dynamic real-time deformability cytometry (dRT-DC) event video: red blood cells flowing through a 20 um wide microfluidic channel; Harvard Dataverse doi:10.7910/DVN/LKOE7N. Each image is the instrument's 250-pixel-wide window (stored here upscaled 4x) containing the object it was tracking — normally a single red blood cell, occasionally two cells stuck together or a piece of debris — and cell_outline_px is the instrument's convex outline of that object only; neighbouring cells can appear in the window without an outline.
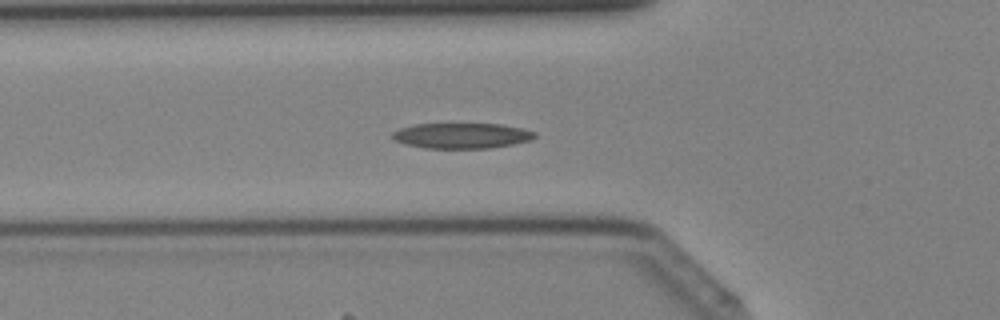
{"species": "Egyptian fruit bat (a non-hibernating species)", "species_latin": "Rousettus aegyptiacus", "temperature_condition": "cold", "stored_images_in_passage": 36, "camera_frame_rate_fps": 3000, "um_per_image_px": 0.085, "animal": {"sex": "female"}, "frame": {"image": 1, "passage_image": 9, "time_ms": 2.667, "image_size_px": [1000, 320], "cell_outline_px": [[536, 136], [532, 140], [512, 144], [488, 148], [424, 148], [404, 144], [392, 140], [392, 132], [400, 128], [412, 124], [504, 124], [536, 132]], "centroid_in_image_um": [39.21, 11.53], "position_along_channel_um": 86.6, "area_um2": 21.21}}
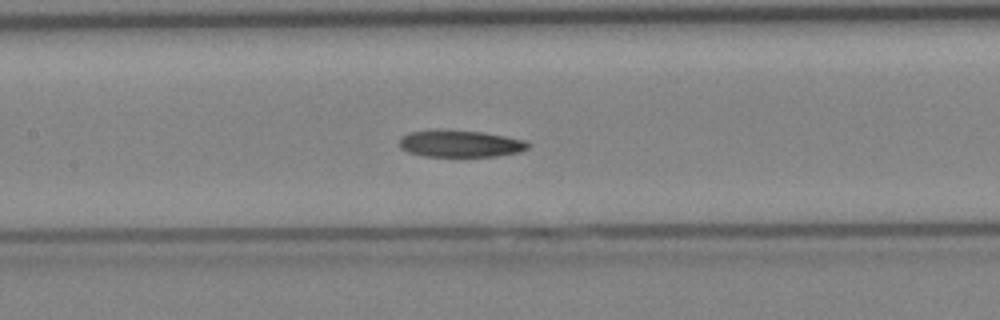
{"frame": {"image": 2, "passage_image": 14, "time_ms": 4.333, "image_size_px": [1000, 320], "cell_outline_px": [[532, 144], [528, 148], [520, 152], [496, 156], [424, 156], [408, 152], [400, 148], [400, 140], [408, 132], [432, 128], [440, 128], [484, 132], [524, 140]], "centroid_in_image_um": [39.1, 12.18], "position_along_channel_um": 168.3, "area_um2": 20.58}}
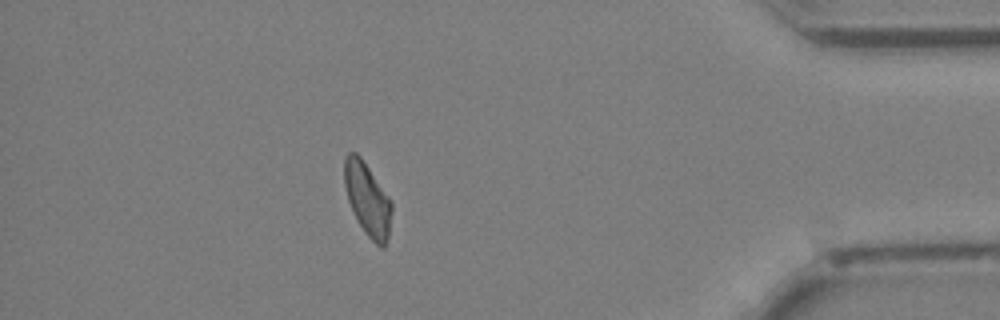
{"frame": {"image": 3, "passage_image": 31, "time_ms": 10.0, "image_size_px": [1000, 320], "cell_outline_px": [[392, 212], [388, 236], [384, 248], [380, 248], [364, 232], [348, 200], [344, 184], [344, 156], [348, 152], [356, 152], [360, 156], [388, 196], [392, 204]], "centroid_in_image_um": [31.23, 16.93], "position_along_channel_um": 404.0, "area_um2": 19.83}}